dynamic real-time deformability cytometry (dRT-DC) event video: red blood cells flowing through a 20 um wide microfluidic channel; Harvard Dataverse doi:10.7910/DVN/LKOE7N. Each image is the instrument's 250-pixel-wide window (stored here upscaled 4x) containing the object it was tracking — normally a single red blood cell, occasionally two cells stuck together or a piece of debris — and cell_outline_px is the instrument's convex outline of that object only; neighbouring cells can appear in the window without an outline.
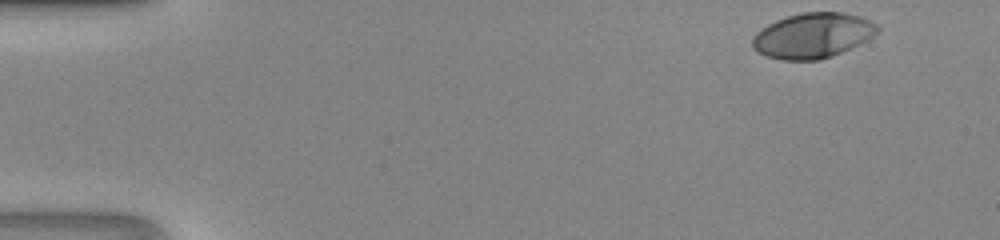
{"species": "human", "species_latin": "Homo sapiens", "temperature_condition": "room temperature", "stored_images_in_passage": 37, "camera_frame_rate_fps": 3000, "um_per_image_px": 0.085, "donor": {"sex": "male"}, "frame": {"image": 1, "passage_image": 1, "time_ms": 0.0, "image_size_px": [1000, 240], "cell_outline_px": [[880, 28], [872, 36], [832, 56], [820, 60], [784, 60], [768, 56], [752, 48], [752, 36], [756, 32], [768, 24], [776, 20], [788, 16], [804, 12], [844, 12], [860, 16], [880, 24]], "centroid_in_image_um": [69.07, 3.0], "position_along_channel_um": 15.9, "area_um2": 32.66}}
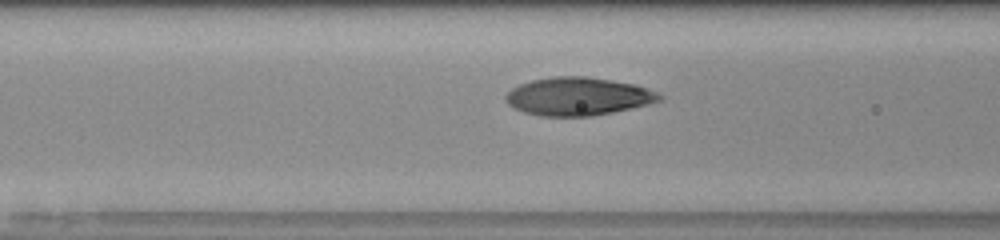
{"frame": {"image": 2, "passage_image": 17, "time_ms": 5.333, "image_size_px": [1000, 240], "cell_outline_px": [[664, 100], [632, 108], [592, 116], [540, 116], [524, 112], [512, 108], [504, 100], [504, 96], [512, 88], [520, 84], [532, 80], [552, 76], [584, 76], [612, 80], [636, 84], [656, 92], [664, 96]], "centroid_in_image_um": [49.13, 8.19], "position_along_channel_um": 117.5, "area_um2": 34.33}}
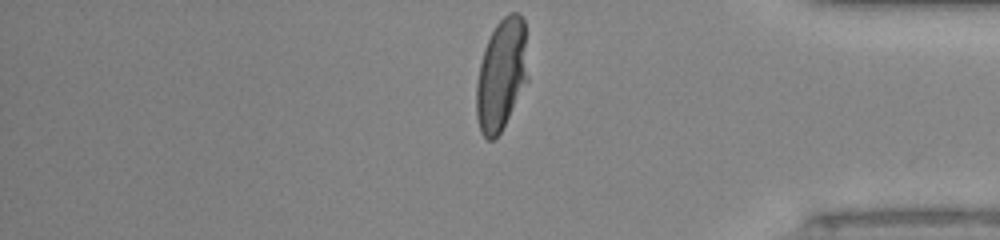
{"frame": {"image": 3, "passage_image": 37, "time_ms": 12.0, "image_size_px": [1000, 240], "cell_outline_px": [[528, 80], [500, 132], [492, 140], [488, 140], [480, 132], [476, 116], [476, 84], [480, 64], [484, 48], [496, 24], [508, 12], [516, 12], [524, 20], [528, 76]], "centroid_in_image_um": [42.61, 6.34], "position_along_channel_um": 392.6, "area_um2": 33.35}}